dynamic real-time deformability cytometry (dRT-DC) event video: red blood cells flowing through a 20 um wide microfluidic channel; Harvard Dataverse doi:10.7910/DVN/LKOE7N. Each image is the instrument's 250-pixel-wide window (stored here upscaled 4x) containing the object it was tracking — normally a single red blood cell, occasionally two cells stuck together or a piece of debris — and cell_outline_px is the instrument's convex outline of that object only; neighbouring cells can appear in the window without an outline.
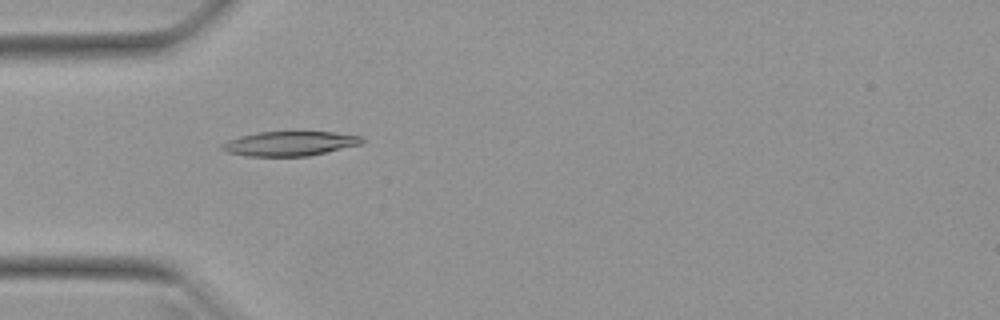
{"species": "Egyptian fruit bat (a non-hibernating species)", "species_latin": "Rousettus aegyptiacus", "temperature_condition": "warm", "stored_images_in_passage": 39, "camera_frame_rate_fps": 3000, "um_per_image_px": 0.085, "animal": {"sex": "female"}, "frame": {"image": 1, "passage_image": 3, "time_ms": 0.667, "image_size_px": [1000, 320], "cell_outline_px": [[364, 140], [360, 144], [308, 156], [248, 156], [228, 152], [220, 148], [220, 144], [228, 140], [240, 136], [256, 132], [332, 132], [360, 136]], "centroid_in_image_um": [24.57, 12.2], "position_along_channel_um": 60.4, "area_um2": 19.77}}
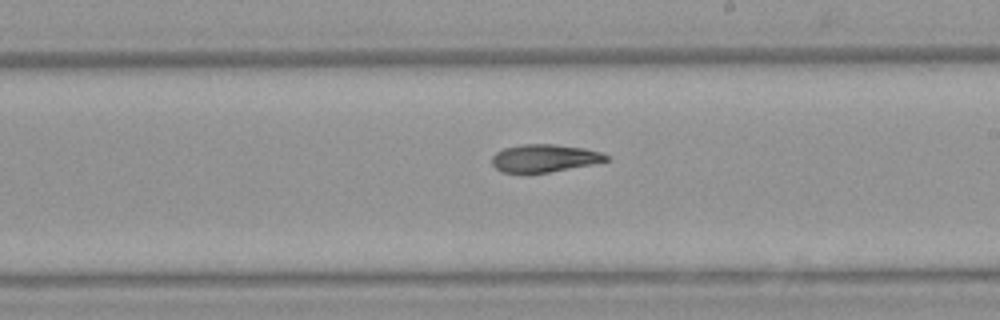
{"frame": {"image": 2, "passage_image": 17, "time_ms": 5.333, "image_size_px": [1000, 320], "cell_outline_px": [[612, 156], [608, 160], [592, 164], [548, 172], [500, 172], [492, 164], [492, 156], [496, 152], [504, 148], [524, 144], [552, 144], [584, 148], [600, 152]], "centroid_in_image_um": [46.28, 13.43], "position_along_channel_um": 242.7, "area_um2": 18.26}}
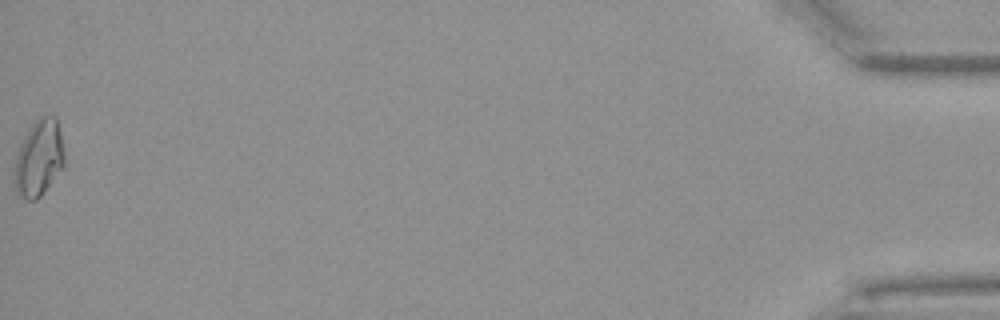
{"frame": {"image": 3, "passage_image": 39, "time_ms": 12.667, "image_size_px": [1000, 320], "cell_outline_px": [[64, 168], [40, 196], [36, 200], [28, 200], [20, 196], [16, 192], [12, 180], [12, 168], [16, 152], [24, 136], [32, 124], [40, 116], [56, 116], [64, 148]], "centroid_in_image_um": [3.27, 13.47], "position_along_channel_um": 431.9, "area_um2": 22.83}}